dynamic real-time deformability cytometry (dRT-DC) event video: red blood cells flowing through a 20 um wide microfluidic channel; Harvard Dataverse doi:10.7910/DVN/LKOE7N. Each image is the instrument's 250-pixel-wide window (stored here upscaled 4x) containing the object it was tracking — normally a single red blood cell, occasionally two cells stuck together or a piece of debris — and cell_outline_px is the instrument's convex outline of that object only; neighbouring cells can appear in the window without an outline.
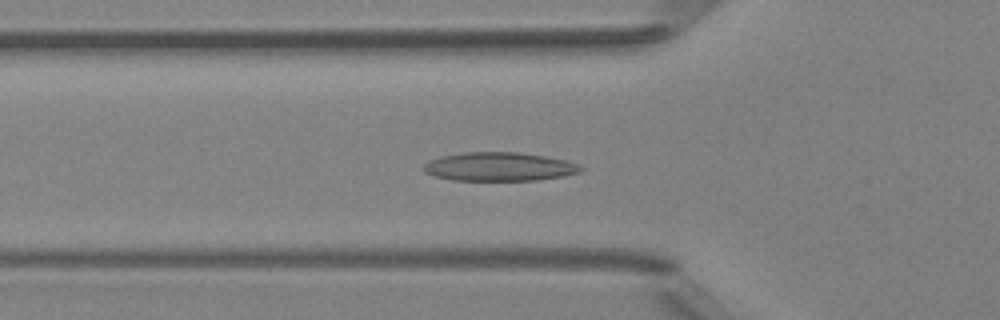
{"species": "Egyptian fruit bat (a non-hibernating species)", "species_latin": "Rousettus aegyptiacus", "temperature_condition": "room temperature", "stored_images_in_passage": 37, "camera_frame_rate_fps": 3000, "um_per_image_px": 0.085, "animal": {"sex": "female"}, "frame": {"image": 1, "passage_image": 10, "time_ms": 3.0, "image_size_px": [1000, 320], "cell_outline_px": [[584, 168], [580, 172], [564, 176], [536, 180], [452, 180], [436, 176], [424, 172], [424, 164], [428, 160], [440, 156], [464, 152], [520, 152], [544, 156], [564, 160], [580, 164]], "centroid_in_image_um": [42.44, 14.16], "position_along_channel_um": 83.4, "area_um2": 26.3}}
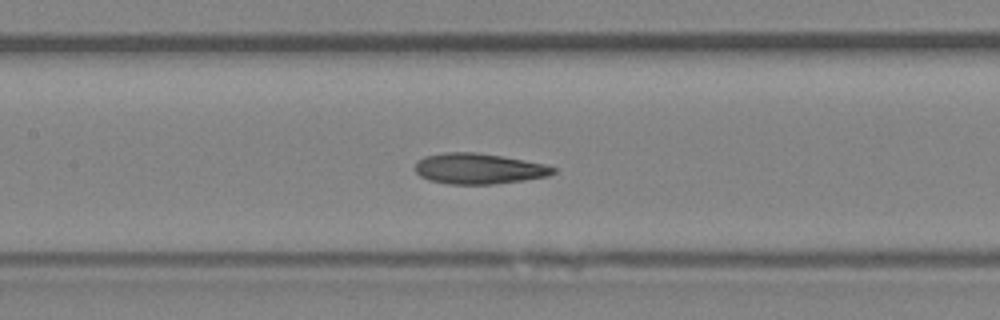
{"frame": {"image": 2, "passage_image": 16, "time_ms": 5.0, "image_size_px": [1000, 320], "cell_outline_px": [[556, 172], [548, 176], [524, 180], [492, 184], [448, 184], [428, 180], [420, 176], [416, 172], [416, 164], [424, 156], [444, 152], [476, 152], [524, 160], [544, 164], [556, 168]], "centroid_in_image_um": [40.69, 14.34], "position_along_channel_um": 166.7, "area_um2": 24.57}}
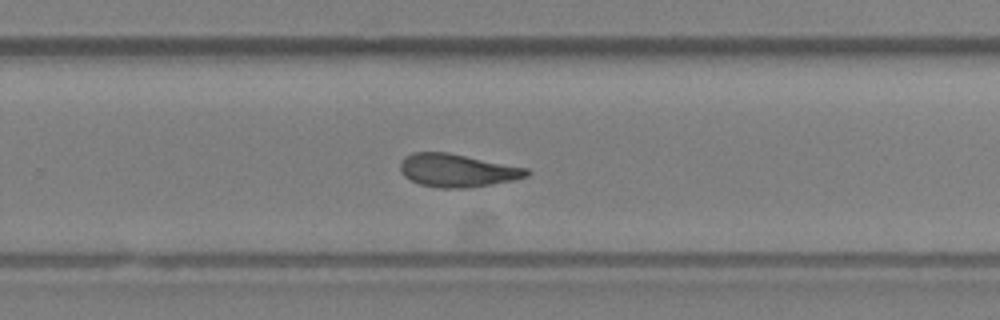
{"frame": {"image": 3, "passage_image": 25, "time_ms": 8.0, "image_size_px": [1000, 320], "cell_outline_px": [[532, 172], [528, 176], [512, 180], [492, 184], [468, 188], [440, 188], [420, 184], [404, 176], [400, 172], [400, 160], [404, 156], [412, 152], [448, 152], [528, 168]], "centroid_in_image_um": [38.86, 14.48], "position_along_channel_um": 290.9, "area_um2": 24.51}, "authors_computed_cell_mechanics": {"area_um2": 24.5072, "velocity_mm_per_s": 4.1685, "shape_relaxation_time_tau1_ms": 4.9274, "shape_relaxation_time_tau2_ms": 2.4173, "deformation_change_tau1": 0.1445, "deformation_change_tau2": 0.0855}}